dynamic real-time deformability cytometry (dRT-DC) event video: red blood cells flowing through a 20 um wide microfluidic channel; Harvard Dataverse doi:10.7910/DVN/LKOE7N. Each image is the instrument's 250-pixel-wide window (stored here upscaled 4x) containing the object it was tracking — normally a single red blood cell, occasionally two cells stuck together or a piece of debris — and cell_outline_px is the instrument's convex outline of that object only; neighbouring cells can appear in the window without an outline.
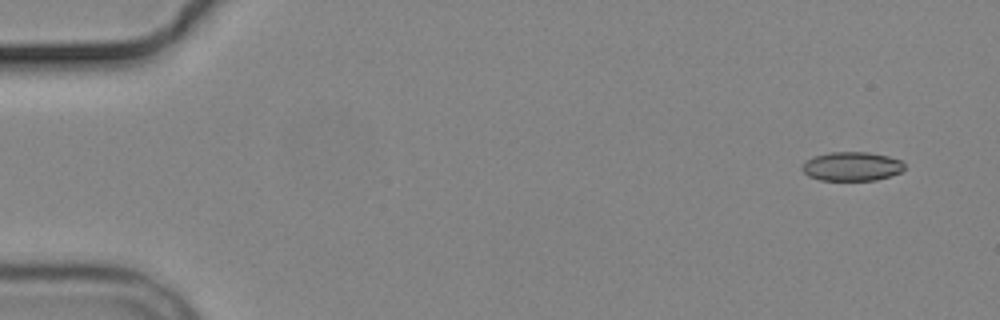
{"species": "common noctule bat (a hibernating species)", "species_latin": "Nyctalus noctula", "temperature_condition": "cold", "stored_images_in_passage": 4, "camera_frame_rate_fps": 3000, "um_per_image_px": 0.085, "animal": {"sex": "male", "body_mass_g": 19.2, "forearm_length_mm": 51.8}, "frame": {"image": 1, "passage_image": 1, "time_ms": 0.0, "image_size_px": [1000, 320], "cell_outline_px": [[904, 168], [900, 172], [876, 180], [820, 180], [808, 176], [800, 168], [812, 156], [828, 152], [868, 152], [888, 156], [900, 160], [904, 164]], "centroid_in_image_um": [72.38, 14.13], "position_along_channel_um": 12.6, "area_um2": 17.22}}
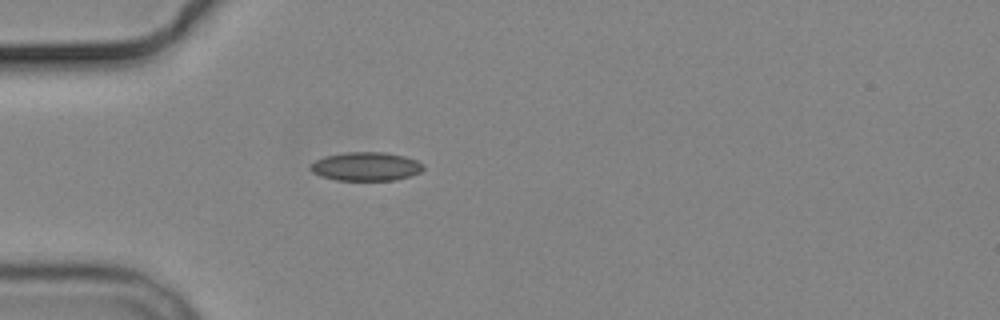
{"frame": {"image": 2, "passage_image": 4, "time_ms": 4.333, "image_size_px": [1000, 320], "cell_outline_px": [[424, 168], [420, 172], [396, 180], [336, 180], [320, 176], [312, 172], [308, 168], [316, 160], [324, 156], [344, 152], [384, 152], [404, 156], [416, 160], [424, 164]], "centroid_in_image_um": [31.09, 14.14], "position_along_channel_um": 53.9, "area_um2": 18.9}}